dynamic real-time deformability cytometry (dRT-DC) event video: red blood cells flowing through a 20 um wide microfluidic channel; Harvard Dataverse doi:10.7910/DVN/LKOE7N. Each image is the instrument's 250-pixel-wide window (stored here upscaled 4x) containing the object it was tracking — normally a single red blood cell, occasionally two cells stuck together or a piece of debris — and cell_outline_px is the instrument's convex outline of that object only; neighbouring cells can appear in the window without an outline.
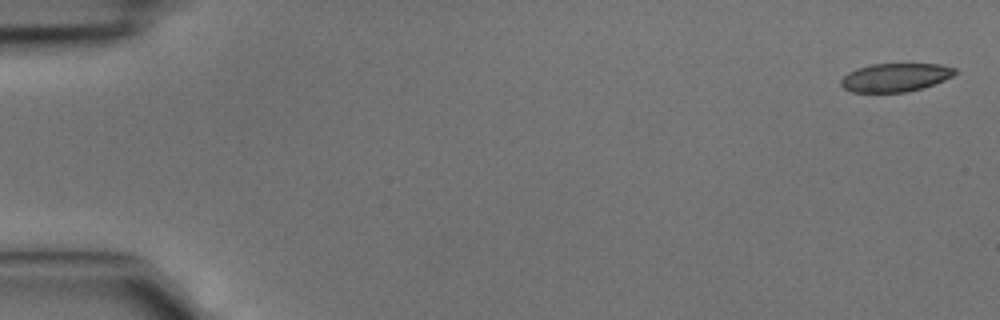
{"species": "common noctule bat (a hibernating species)", "species_latin": "Nyctalus noctula", "temperature_condition": "cold", "stored_images_in_passage": 4, "camera_frame_rate_fps": 3000, "um_per_image_px": 0.085, "animal": {"sex": "male", "body_mass_g": 15.6}, "frame": {"image": 1, "passage_image": 1, "time_ms": 0.0, "image_size_px": [1000, 320], "cell_outline_px": [[956, 72], [952, 76], [944, 80], [924, 88], [904, 92], [852, 92], [844, 88], [840, 84], [840, 80], [848, 72], [856, 68], [872, 64], [940, 64], [956, 68]], "centroid_in_image_um": [76.09, 6.58], "position_along_channel_um": 8.9, "area_um2": 18.9}}
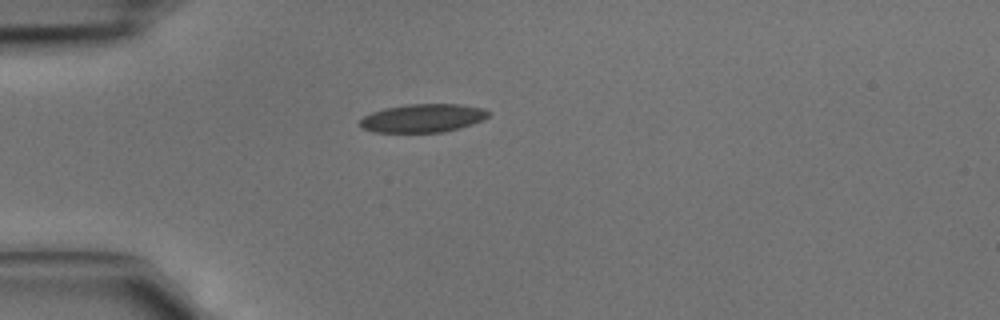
{"frame": {"image": 2, "passage_image": 4, "time_ms": 1.0, "image_size_px": [1000, 320], "cell_outline_px": [[492, 112], [484, 120], [460, 128], [444, 132], [376, 132], [360, 128], [360, 120], [364, 116], [372, 112], [384, 108], [408, 104], [460, 104], [484, 108]], "centroid_in_image_um": [35.98, 10.04], "position_along_channel_um": 49.0, "area_um2": 21.39}}